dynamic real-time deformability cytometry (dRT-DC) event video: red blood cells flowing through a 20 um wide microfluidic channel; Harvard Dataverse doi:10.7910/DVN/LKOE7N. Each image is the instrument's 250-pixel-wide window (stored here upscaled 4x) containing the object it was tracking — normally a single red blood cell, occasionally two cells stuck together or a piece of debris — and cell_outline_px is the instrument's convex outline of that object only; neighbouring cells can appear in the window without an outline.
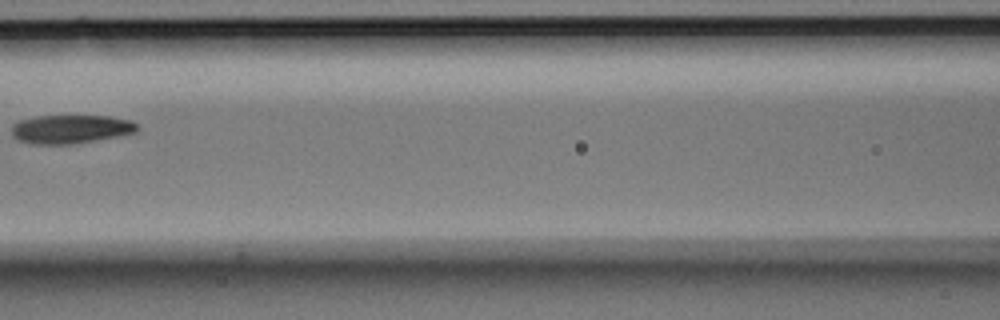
{"species": "Egyptian fruit bat (a non-hibernating species)", "species_latin": "Rousettus aegyptiacus", "temperature_condition": "room temperature", "stored_images_in_passage": 8, "camera_frame_rate_fps": 3000, "um_per_image_px": 0.085, "animal": {"sex": "male"}, "frame": {"image": 1, "passage_image": 7, "time_ms": 2.0, "image_size_px": [1000, 320], "cell_outline_px": [[140, 128], [136, 132], [116, 136], [72, 144], [32, 144], [16, 140], [12, 136], [12, 124], [20, 120], [36, 116], [108, 116], [132, 120]], "centroid_in_image_um": [5.98, 10.97], "position_along_channel_um": 160.6, "area_um2": 20.98}}
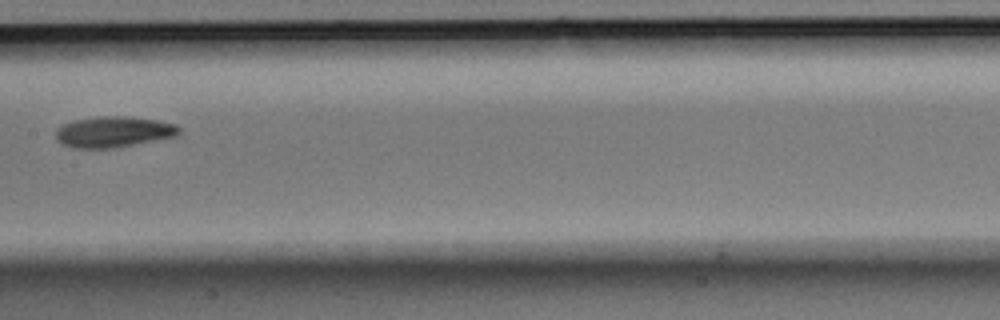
{"frame": {"image": 2, "passage_image": 8, "time_ms": 2.333, "image_size_px": [1000, 320], "cell_outline_px": [[180, 132], [172, 136], [116, 148], [72, 148], [56, 140], [56, 132], [64, 124], [76, 120], [96, 116], [128, 116], [160, 120], [176, 124], [180, 128]], "centroid_in_image_um": [9.65, 11.2], "position_along_channel_um": 197.7, "area_um2": 22.02}}